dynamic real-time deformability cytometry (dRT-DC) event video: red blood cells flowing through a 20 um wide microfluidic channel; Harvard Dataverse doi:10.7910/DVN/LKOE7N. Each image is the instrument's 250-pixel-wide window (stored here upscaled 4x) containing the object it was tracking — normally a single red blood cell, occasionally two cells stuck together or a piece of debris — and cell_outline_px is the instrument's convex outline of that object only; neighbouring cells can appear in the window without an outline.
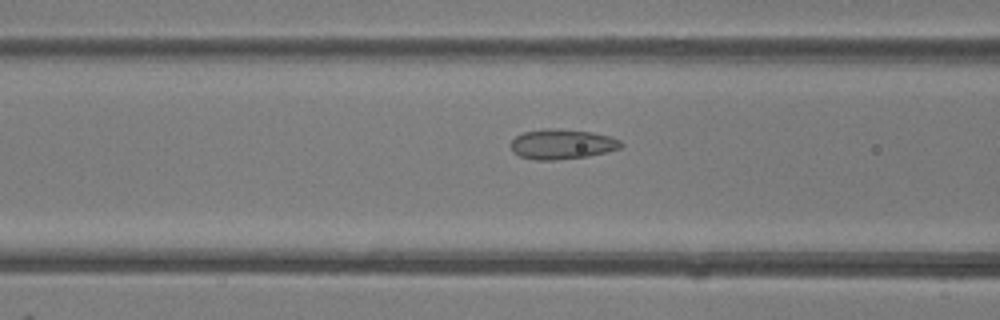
{"species": "common noctule bat (a hibernating species)", "species_latin": "Nyctalus noctula", "temperature_condition": "room temperature", "stored_images_in_passage": 26, "camera_frame_rate_fps": 3000, "um_per_image_px": 0.085, "animal": {"sex": "female"}, "frame": {"image": 1, "passage_image": 4, "time_ms": 1.0, "image_size_px": [1000, 320], "cell_outline_px": [[624, 144], [620, 148], [608, 152], [588, 156], [556, 160], [536, 160], [520, 156], [512, 152], [512, 140], [516, 136], [524, 132], [544, 128], [556, 128], [592, 132], [612, 136], [620, 140]], "centroid_in_image_um": [47.8, 12.25], "position_along_channel_um": 118.8, "area_um2": 19.42}}
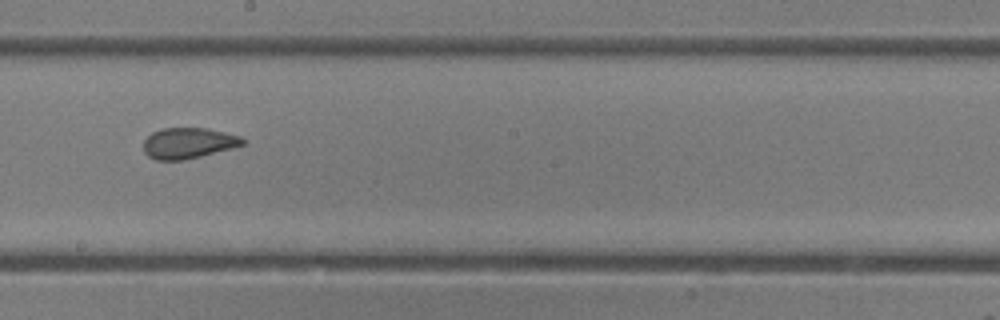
{"frame": {"image": 2, "passage_image": 12, "time_ms": 3.667, "image_size_px": [1000, 320], "cell_outline_px": [[244, 144], [232, 148], [184, 160], [156, 160], [148, 156], [144, 152], [144, 140], [152, 132], [164, 128], [208, 128], [240, 136], [244, 140]], "centroid_in_image_um": [15.99, 12.16], "position_along_channel_um": 232.2, "area_um2": 17.69}}
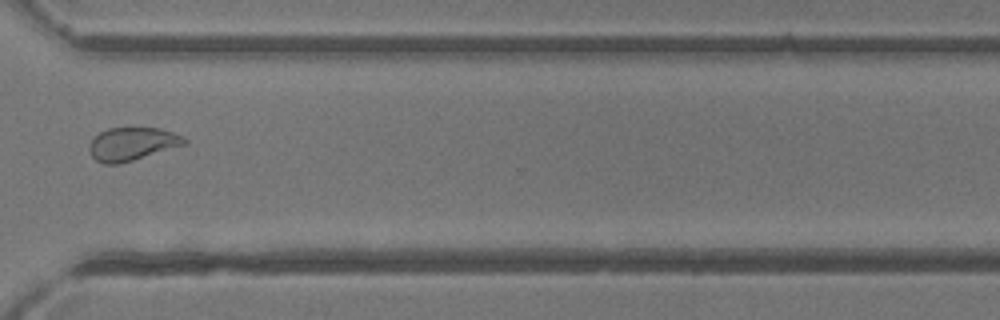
{"frame": {"image": 3, "passage_image": 21, "time_ms": 6.667, "image_size_px": [1000, 320], "cell_outline_px": [[188, 144], [120, 164], [104, 164], [96, 160], [92, 156], [88, 148], [92, 140], [100, 132], [108, 128], [160, 128], [184, 136], [188, 140]], "centroid_in_image_um": [11.27, 12.24], "position_along_channel_um": 359.3, "area_um2": 18.44}}